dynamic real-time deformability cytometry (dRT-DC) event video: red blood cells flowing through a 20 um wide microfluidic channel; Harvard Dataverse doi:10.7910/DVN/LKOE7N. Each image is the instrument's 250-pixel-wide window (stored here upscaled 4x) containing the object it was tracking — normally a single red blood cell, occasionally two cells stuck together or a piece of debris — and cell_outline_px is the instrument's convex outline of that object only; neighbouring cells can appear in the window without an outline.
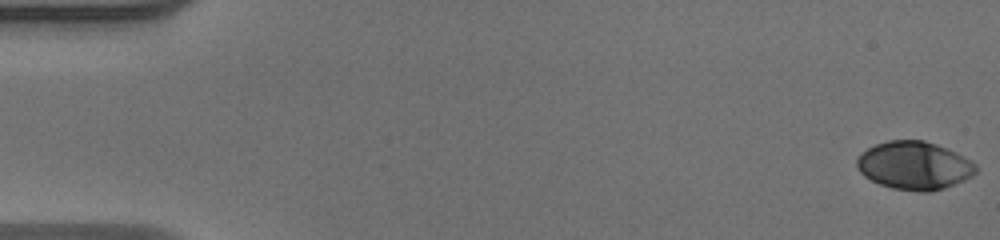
{"species": "human", "species_latin": "Homo sapiens", "temperature_condition": "warm", "stored_images_in_passage": 52, "camera_frame_rate_fps": 3000, "um_per_image_px": 0.085, "donor": {"sex": "male"}, "frame": {"image": 1, "passage_image": 1, "time_ms": 0.0, "image_size_px": [1000, 240], "cell_outline_px": [[976, 172], [972, 176], [964, 180], [944, 188], [928, 192], [920, 192], [892, 188], [880, 184], [864, 176], [856, 168], [856, 160], [860, 152], [876, 144], [888, 140], [924, 140], [936, 144], [956, 152], [976, 164]], "centroid_in_image_um": [77.69, 14.07], "position_along_channel_um": 7.3, "area_um2": 33.41}}
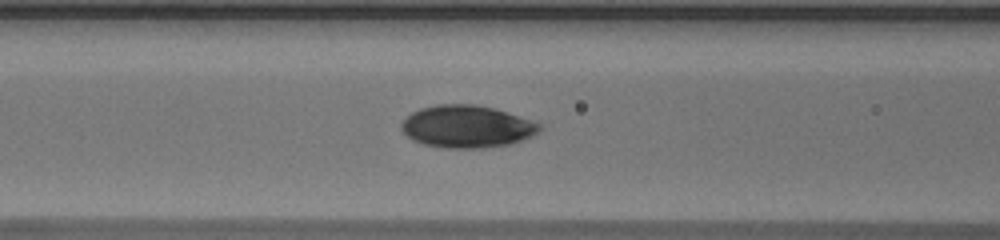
{"frame": {"image": 2, "passage_image": 22, "time_ms": 7.0, "image_size_px": [1000, 240], "cell_outline_px": [[544, 128], [540, 132], [532, 136], [508, 144], [484, 148], [444, 148], [424, 144], [412, 140], [400, 128], [400, 124], [412, 112], [420, 108], [436, 104], [476, 104], [492, 108], [540, 124]], "centroid_in_image_um": [39.65, 10.76], "position_along_channel_um": 127.0, "area_um2": 33.87}}
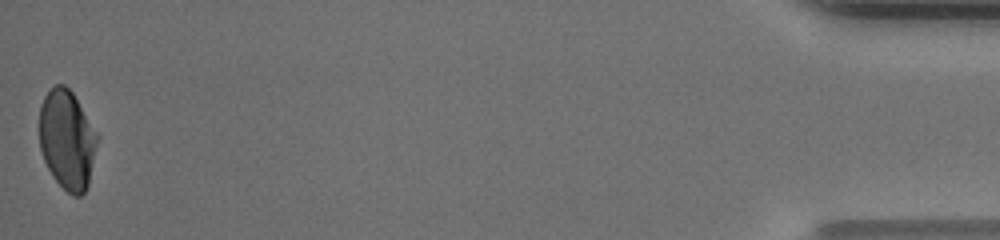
{"frame": {"image": 3, "passage_image": 52, "time_ms": 17.0, "image_size_px": [1000, 240], "cell_outline_px": [[100, 136], [88, 184], [84, 192], [80, 196], [72, 196], [52, 176], [44, 160], [40, 148], [40, 104], [44, 96], [56, 84], [64, 84], [72, 92]], "centroid_in_image_um": [5.72, 11.87], "position_along_channel_um": 429.5, "area_um2": 33.58}, "authors_computed_cell_mechanics": {"area_um2": 33.7263, "velocity_mm_per_s": 3.9784, "shape_relaxation_time_tau1_ms": 4.6338, "shape_relaxation_time_tau2_ms": 0.7429, "deformation_change_tau1": 0.1956, "deformation_change_tau2": 0.0281}}